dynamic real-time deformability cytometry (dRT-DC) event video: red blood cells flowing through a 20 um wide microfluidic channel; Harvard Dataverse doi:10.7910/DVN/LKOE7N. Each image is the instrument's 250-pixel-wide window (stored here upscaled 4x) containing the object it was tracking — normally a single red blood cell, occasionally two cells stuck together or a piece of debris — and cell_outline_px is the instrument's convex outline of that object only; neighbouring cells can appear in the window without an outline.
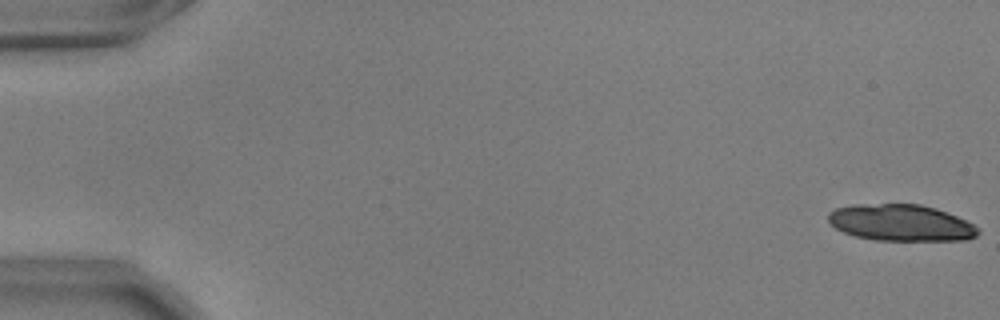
{"species": "common noctule bat (a hibernating species)", "species_latin": "Nyctalus noctula", "temperature_condition": "warm", "stored_images_in_passage": 29, "camera_frame_rate_fps": 3000, "um_per_image_px": 0.085, "animal": {"sex": "male", "body_mass_g": 17.9, "forearm_length_mm": 54.2}, "frame": {"image": 1, "passage_image": 1, "time_ms": 0.0, "image_size_px": [1000, 320], "cell_outline_px": [[980, 232], [976, 236], [968, 240], [876, 240], [856, 236], [844, 232], [836, 228], [828, 220], [828, 212], [836, 208], [852, 204], [920, 204], [936, 208], [956, 216], [980, 228]], "centroid_in_image_um": [76.58, 18.93], "position_along_channel_um": 8.4, "area_um2": 31.85}}
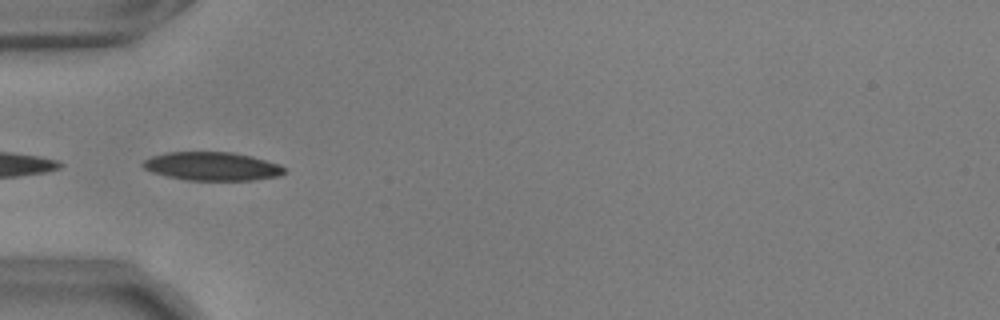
{"frame": {"image": 2, "passage_image": 19, "time_ms": 6.0, "image_size_px": [1000, 320], "cell_outline_px": [[288, 172], [280, 176], [256, 180], [188, 180], [168, 176], [152, 172], [144, 168], [140, 164], [144, 160], [152, 156], [168, 152], [232, 152], [252, 156], [280, 164]], "centroid_in_image_um": [18.07, 14.13], "position_along_channel_um": 66.9, "area_um2": 23.58}}